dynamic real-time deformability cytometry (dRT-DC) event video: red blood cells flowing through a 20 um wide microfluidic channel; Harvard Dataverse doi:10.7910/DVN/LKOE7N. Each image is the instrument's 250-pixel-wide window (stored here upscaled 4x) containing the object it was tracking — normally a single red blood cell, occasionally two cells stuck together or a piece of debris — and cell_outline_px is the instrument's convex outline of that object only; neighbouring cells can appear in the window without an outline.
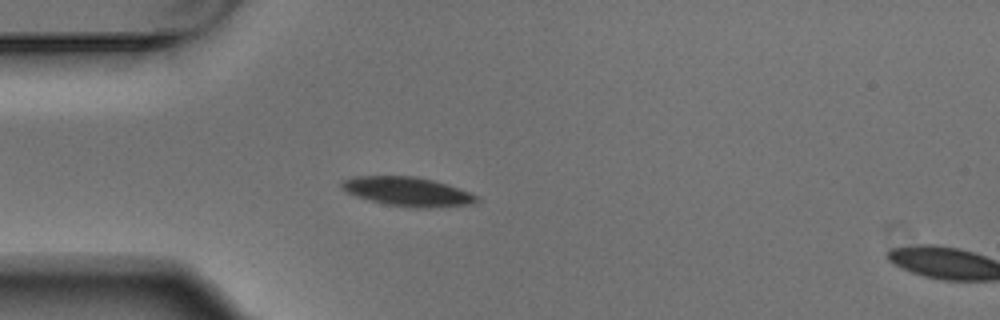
{"species": "Egyptian fruit bat (a non-hibernating species)", "species_latin": "Rousettus aegyptiacus", "temperature_condition": "warm", "stored_images_in_passage": 5, "camera_frame_rate_fps": 3000, "um_per_image_px": 0.085, "animal": {"sex": "male"}, "frame": {"image": 1, "passage_image": 4, "time_ms": 1.0, "image_size_px": [1000, 320], "cell_outline_px": [[480, 200], [472, 204], [428, 208], [408, 208], [388, 204], [356, 196], [344, 192], [340, 188], [340, 184], [344, 180], [352, 176], [416, 176], [432, 180], [468, 192], [476, 196]], "centroid_in_image_um": [34.58, 16.29], "position_along_channel_um": 50.4, "area_um2": 22.72}}